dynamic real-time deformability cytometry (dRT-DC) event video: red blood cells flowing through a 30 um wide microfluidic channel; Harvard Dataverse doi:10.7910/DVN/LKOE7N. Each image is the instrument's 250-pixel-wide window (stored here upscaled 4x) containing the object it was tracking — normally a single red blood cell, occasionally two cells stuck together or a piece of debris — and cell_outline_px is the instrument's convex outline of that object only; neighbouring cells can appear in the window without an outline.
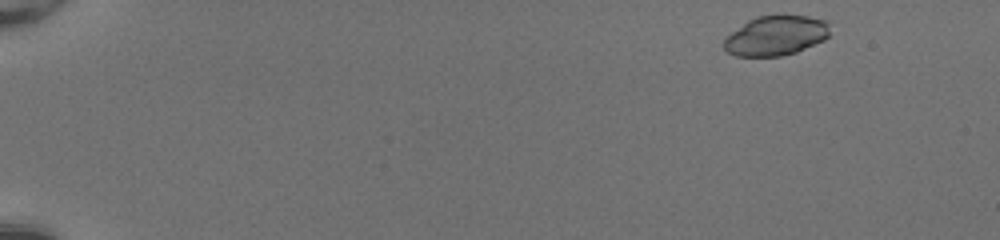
{"species": "common noctule bat (a hibernating species)", "species_latin": "Nyctalus noctula", "temperature_condition": "room temperature", "stored_images_in_passage": 47, "camera_frame_rate_fps": 3000, "um_per_image_px": 0.085, "animal": {"sex": "female", "body_mass_g": 20.0, "forearm_length_mm": 54.0}, "frame": {"image": 1, "passage_image": 2, "time_ms": 0.333, "image_size_px": [1000, 240], "cell_outline_px": [[828, 36], [824, 40], [796, 52], [780, 56], [736, 56], [728, 52], [724, 48], [724, 40], [732, 32], [748, 20], [756, 16], [808, 16], [824, 20], [828, 24]], "centroid_in_image_um": [65.94, 3.04], "position_along_channel_um": 19.1, "area_um2": 24.16}}
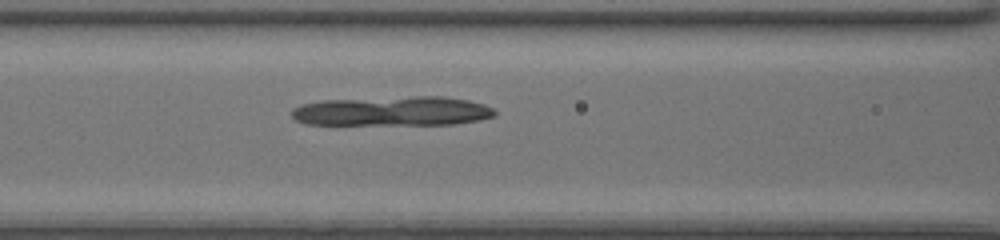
{"frame": {"image": 2, "passage_image": 21, "time_ms": 6.667, "image_size_px": [1000, 240], "cell_outline_px": [[496, 116], [480, 120], [456, 124], [304, 124], [296, 120], [292, 116], [292, 108], [300, 104], [324, 100], [416, 96], [444, 96], [468, 100], [484, 104], [492, 108], [496, 112]], "centroid_in_image_um": [33.38, 9.44], "position_along_channel_um": 133.2, "area_um2": 34.97}}
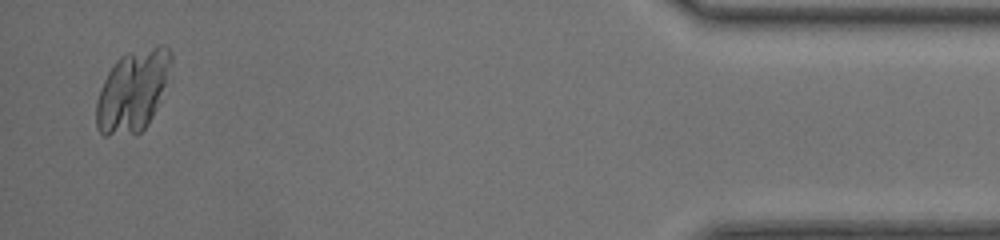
{"frame": {"image": 3, "passage_image": 46, "time_ms": 15.0, "image_size_px": [1000, 240], "cell_outline_px": [[172, 60], [156, 108], [148, 124], [136, 136], [104, 136], [96, 128], [96, 100], [100, 88], [108, 72], [116, 60], [120, 56], [128, 52], [160, 44], [164, 44], [172, 52]], "centroid_in_image_um": [11.24, 7.74], "position_along_channel_um": 424.0, "area_um2": 35.66}}